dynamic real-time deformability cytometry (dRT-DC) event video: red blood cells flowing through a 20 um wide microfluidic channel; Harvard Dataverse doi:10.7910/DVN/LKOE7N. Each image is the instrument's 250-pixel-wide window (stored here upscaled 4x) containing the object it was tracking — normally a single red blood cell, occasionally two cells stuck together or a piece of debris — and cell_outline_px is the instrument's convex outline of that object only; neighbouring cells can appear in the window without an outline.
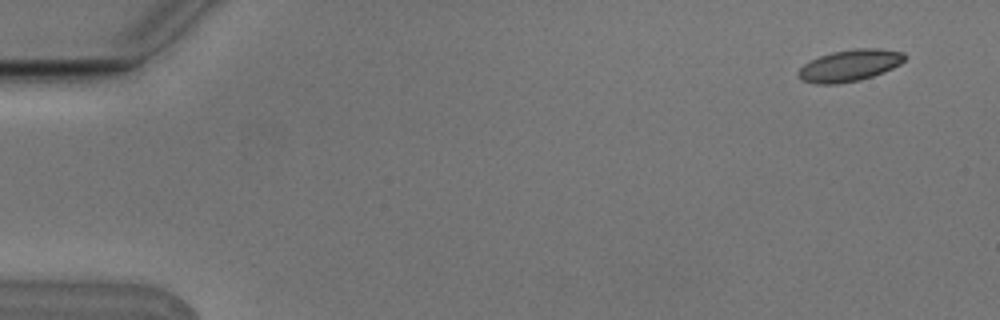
{"species": "Egyptian fruit bat (a non-hibernating species)", "species_latin": "Rousettus aegyptiacus", "temperature_condition": "cold", "stored_images_in_passage": 7, "camera_frame_rate_fps": 3000, "um_per_image_px": 0.085, "animal": {"sex": "male"}, "frame": {"image": 1, "passage_image": 2, "time_ms": 0.333, "image_size_px": [1000, 320], "cell_outline_px": [[904, 60], [900, 64], [884, 72], [860, 80], [836, 84], [816, 84], [800, 80], [796, 76], [796, 72], [804, 64], [820, 56], [832, 52], [856, 48], [880, 48], [904, 52]], "centroid_in_image_um": [72.19, 5.57], "position_along_channel_um": 12.8, "area_um2": 19.71}}
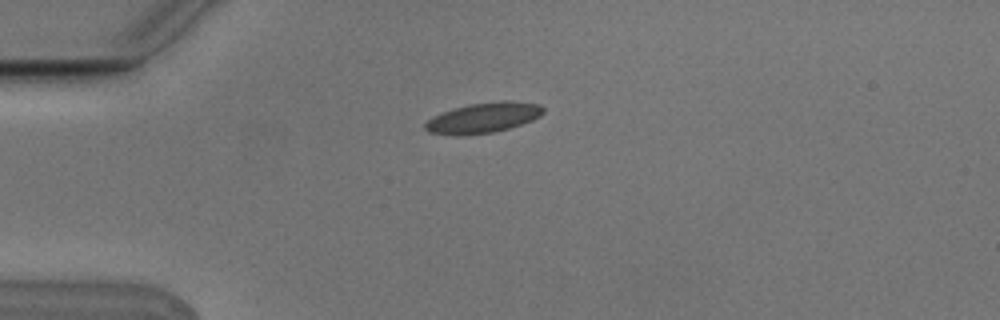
{"frame": {"image": 2, "passage_image": 5, "time_ms": 1.333, "image_size_px": [1000, 320], "cell_outline_px": [[544, 112], [540, 116], [532, 120], [508, 128], [492, 132], [464, 136], [456, 136], [428, 132], [424, 128], [424, 124], [432, 116], [456, 108], [472, 104], [504, 100], [540, 104], [544, 108]], "centroid_in_image_um": [41.07, 10.02], "position_along_channel_um": 43.9, "area_um2": 20.69}}